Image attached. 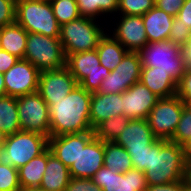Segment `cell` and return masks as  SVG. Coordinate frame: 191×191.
Segmentation results:
<instances>
[{"mask_svg":"<svg viewBox=\"0 0 191 191\" xmlns=\"http://www.w3.org/2000/svg\"><path fill=\"white\" fill-rule=\"evenodd\" d=\"M24 60L31 62L40 72L66 66L60 39L37 33H28Z\"/></svg>","mask_w":191,"mask_h":191,"instance_id":"52a82bcc","label":"cell"},{"mask_svg":"<svg viewBox=\"0 0 191 191\" xmlns=\"http://www.w3.org/2000/svg\"><path fill=\"white\" fill-rule=\"evenodd\" d=\"M21 131L37 132L50 137V114L38 92L17 97Z\"/></svg>","mask_w":191,"mask_h":191,"instance_id":"8fae6325","label":"cell"},{"mask_svg":"<svg viewBox=\"0 0 191 191\" xmlns=\"http://www.w3.org/2000/svg\"><path fill=\"white\" fill-rule=\"evenodd\" d=\"M6 135L0 131V148H2L5 144Z\"/></svg>","mask_w":191,"mask_h":191,"instance_id":"c3c4849f","label":"cell"},{"mask_svg":"<svg viewBox=\"0 0 191 191\" xmlns=\"http://www.w3.org/2000/svg\"><path fill=\"white\" fill-rule=\"evenodd\" d=\"M104 141L95 137L94 131L79 133V155L69 167L74 178L91 179L104 165Z\"/></svg>","mask_w":191,"mask_h":191,"instance_id":"30bf717a","label":"cell"},{"mask_svg":"<svg viewBox=\"0 0 191 191\" xmlns=\"http://www.w3.org/2000/svg\"><path fill=\"white\" fill-rule=\"evenodd\" d=\"M176 95L185 103L191 104V69L187 68L178 82Z\"/></svg>","mask_w":191,"mask_h":191,"instance_id":"74e56055","label":"cell"},{"mask_svg":"<svg viewBox=\"0 0 191 191\" xmlns=\"http://www.w3.org/2000/svg\"><path fill=\"white\" fill-rule=\"evenodd\" d=\"M158 140L146 119H130L114 142L126 150H147Z\"/></svg>","mask_w":191,"mask_h":191,"instance_id":"ac0fdd59","label":"cell"},{"mask_svg":"<svg viewBox=\"0 0 191 191\" xmlns=\"http://www.w3.org/2000/svg\"><path fill=\"white\" fill-rule=\"evenodd\" d=\"M187 160L182 145L170 140H158L148 151L144 171L147 186L186 179Z\"/></svg>","mask_w":191,"mask_h":191,"instance_id":"7a4b0ae2","label":"cell"},{"mask_svg":"<svg viewBox=\"0 0 191 191\" xmlns=\"http://www.w3.org/2000/svg\"><path fill=\"white\" fill-rule=\"evenodd\" d=\"M141 69L139 52H127L118 66L101 82L98 93H123L140 80Z\"/></svg>","mask_w":191,"mask_h":191,"instance_id":"7c38bea8","label":"cell"},{"mask_svg":"<svg viewBox=\"0 0 191 191\" xmlns=\"http://www.w3.org/2000/svg\"><path fill=\"white\" fill-rule=\"evenodd\" d=\"M70 179L69 168L47 148V164L39 188L46 191H64Z\"/></svg>","mask_w":191,"mask_h":191,"instance_id":"ffe728a7","label":"cell"},{"mask_svg":"<svg viewBox=\"0 0 191 191\" xmlns=\"http://www.w3.org/2000/svg\"><path fill=\"white\" fill-rule=\"evenodd\" d=\"M176 17L179 19V23L191 29V0H185Z\"/></svg>","mask_w":191,"mask_h":191,"instance_id":"7bdbcfd3","label":"cell"},{"mask_svg":"<svg viewBox=\"0 0 191 191\" xmlns=\"http://www.w3.org/2000/svg\"><path fill=\"white\" fill-rule=\"evenodd\" d=\"M18 60L15 55L0 49V72H7Z\"/></svg>","mask_w":191,"mask_h":191,"instance_id":"b9f144b4","label":"cell"},{"mask_svg":"<svg viewBox=\"0 0 191 191\" xmlns=\"http://www.w3.org/2000/svg\"><path fill=\"white\" fill-rule=\"evenodd\" d=\"M47 164V149L18 169L21 189L39 188Z\"/></svg>","mask_w":191,"mask_h":191,"instance_id":"d4e9b609","label":"cell"},{"mask_svg":"<svg viewBox=\"0 0 191 191\" xmlns=\"http://www.w3.org/2000/svg\"><path fill=\"white\" fill-rule=\"evenodd\" d=\"M40 73L31 62L19 59L4 73L5 95L17 98L37 92Z\"/></svg>","mask_w":191,"mask_h":191,"instance_id":"4fadbf2b","label":"cell"},{"mask_svg":"<svg viewBox=\"0 0 191 191\" xmlns=\"http://www.w3.org/2000/svg\"><path fill=\"white\" fill-rule=\"evenodd\" d=\"M139 55L142 66L155 67V70L167 72L177 84L187 70L181 47L169 39L148 43Z\"/></svg>","mask_w":191,"mask_h":191,"instance_id":"8992f818","label":"cell"},{"mask_svg":"<svg viewBox=\"0 0 191 191\" xmlns=\"http://www.w3.org/2000/svg\"><path fill=\"white\" fill-rule=\"evenodd\" d=\"M174 17L154 6L142 16L148 43L169 39Z\"/></svg>","mask_w":191,"mask_h":191,"instance_id":"44dd1931","label":"cell"},{"mask_svg":"<svg viewBox=\"0 0 191 191\" xmlns=\"http://www.w3.org/2000/svg\"><path fill=\"white\" fill-rule=\"evenodd\" d=\"M91 179L102 191H145L147 188L144 172L135 168L119 173L113 167L102 166Z\"/></svg>","mask_w":191,"mask_h":191,"instance_id":"5bb4252c","label":"cell"},{"mask_svg":"<svg viewBox=\"0 0 191 191\" xmlns=\"http://www.w3.org/2000/svg\"><path fill=\"white\" fill-rule=\"evenodd\" d=\"M66 67L77 83L90 93L98 92L101 82L111 72L100 65L96 49L70 54L66 58Z\"/></svg>","mask_w":191,"mask_h":191,"instance_id":"ba28073f","label":"cell"},{"mask_svg":"<svg viewBox=\"0 0 191 191\" xmlns=\"http://www.w3.org/2000/svg\"><path fill=\"white\" fill-rule=\"evenodd\" d=\"M0 191H21L18 169L0 163Z\"/></svg>","mask_w":191,"mask_h":191,"instance_id":"836d02e7","label":"cell"},{"mask_svg":"<svg viewBox=\"0 0 191 191\" xmlns=\"http://www.w3.org/2000/svg\"><path fill=\"white\" fill-rule=\"evenodd\" d=\"M190 37L191 29L184 24L179 23V19L175 16L169 33V40L175 45L183 47Z\"/></svg>","mask_w":191,"mask_h":191,"instance_id":"e575fe53","label":"cell"},{"mask_svg":"<svg viewBox=\"0 0 191 191\" xmlns=\"http://www.w3.org/2000/svg\"><path fill=\"white\" fill-rule=\"evenodd\" d=\"M100 65L113 71L128 52L113 36L105 35L101 38L96 48Z\"/></svg>","mask_w":191,"mask_h":191,"instance_id":"484cf974","label":"cell"},{"mask_svg":"<svg viewBox=\"0 0 191 191\" xmlns=\"http://www.w3.org/2000/svg\"><path fill=\"white\" fill-rule=\"evenodd\" d=\"M27 37L28 32L17 22L6 25L0 28V49L24 59Z\"/></svg>","mask_w":191,"mask_h":191,"instance_id":"603a6c76","label":"cell"},{"mask_svg":"<svg viewBox=\"0 0 191 191\" xmlns=\"http://www.w3.org/2000/svg\"><path fill=\"white\" fill-rule=\"evenodd\" d=\"M16 22V1L0 0V28Z\"/></svg>","mask_w":191,"mask_h":191,"instance_id":"d590c367","label":"cell"},{"mask_svg":"<svg viewBox=\"0 0 191 191\" xmlns=\"http://www.w3.org/2000/svg\"><path fill=\"white\" fill-rule=\"evenodd\" d=\"M181 52L188 69H191V37L189 38L188 42L181 47Z\"/></svg>","mask_w":191,"mask_h":191,"instance_id":"ee69618b","label":"cell"},{"mask_svg":"<svg viewBox=\"0 0 191 191\" xmlns=\"http://www.w3.org/2000/svg\"><path fill=\"white\" fill-rule=\"evenodd\" d=\"M190 136H191V104L185 103L180 117V121L170 141L182 145Z\"/></svg>","mask_w":191,"mask_h":191,"instance_id":"d6a6232c","label":"cell"},{"mask_svg":"<svg viewBox=\"0 0 191 191\" xmlns=\"http://www.w3.org/2000/svg\"><path fill=\"white\" fill-rule=\"evenodd\" d=\"M159 98L176 95L177 83L166 72L155 70V67L142 66L140 80Z\"/></svg>","mask_w":191,"mask_h":191,"instance_id":"7402d4cb","label":"cell"},{"mask_svg":"<svg viewBox=\"0 0 191 191\" xmlns=\"http://www.w3.org/2000/svg\"><path fill=\"white\" fill-rule=\"evenodd\" d=\"M103 163L106 168L113 167L119 173H126L133 169L130 154L121 145L112 142H104V160Z\"/></svg>","mask_w":191,"mask_h":191,"instance_id":"83f0119b","label":"cell"},{"mask_svg":"<svg viewBox=\"0 0 191 191\" xmlns=\"http://www.w3.org/2000/svg\"><path fill=\"white\" fill-rule=\"evenodd\" d=\"M64 191H102V188L96 185L92 179L71 177Z\"/></svg>","mask_w":191,"mask_h":191,"instance_id":"8d00e7d4","label":"cell"},{"mask_svg":"<svg viewBox=\"0 0 191 191\" xmlns=\"http://www.w3.org/2000/svg\"><path fill=\"white\" fill-rule=\"evenodd\" d=\"M0 131L6 136L21 131L16 97H0Z\"/></svg>","mask_w":191,"mask_h":191,"instance_id":"4316f807","label":"cell"},{"mask_svg":"<svg viewBox=\"0 0 191 191\" xmlns=\"http://www.w3.org/2000/svg\"><path fill=\"white\" fill-rule=\"evenodd\" d=\"M92 93L79 84L64 98L48 107L50 137L94 131L90 124Z\"/></svg>","mask_w":191,"mask_h":191,"instance_id":"6da1fadb","label":"cell"},{"mask_svg":"<svg viewBox=\"0 0 191 191\" xmlns=\"http://www.w3.org/2000/svg\"><path fill=\"white\" fill-rule=\"evenodd\" d=\"M57 20L61 26L81 17L76 0H49Z\"/></svg>","mask_w":191,"mask_h":191,"instance_id":"4dcf8cb0","label":"cell"},{"mask_svg":"<svg viewBox=\"0 0 191 191\" xmlns=\"http://www.w3.org/2000/svg\"><path fill=\"white\" fill-rule=\"evenodd\" d=\"M47 148V136L37 132L19 131L6 136L5 144L0 148V163L19 169Z\"/></svg>","mask_w":191,"mask_h":191,"instance_id":"3957f363","label":"cell"},{"mask_svg":"<svg viewBox=\"0 0 191 191\" xmlns=\"http://www.w3.org/2000/svg\"><path fill=\"white\" fill-rule=\"evenodd\" d=\"M80 17L60 26V41L65 57L70 54L90 51L97 48L101 38L105 35L96 20Z\"/></svg>","mask_w":191,"mask_h":191,"instance_id":"5b68a950","label":"cell"},{"mask_svg":"<svg viewBox=\"0 0 191 191\" xmlns=\"http://www.w3.org/2000/svg\"><path fill=\"white\" fill-rule=\"evenodd\" d=\"M185 0H155V6L167 14L175 17L183 6Z\"/></svg>","mask_w":191,"mask_h":191,"instance_id":"f35d334b","label":"cell"},{"mask_svg":"<svg viewBox=\"0 0 191 191\" xmlns=\"http://www.w3.org/2000/svg\"><path fill=\"white\" fill-rule=\"evenodd\" d=\"M186 180L191 185V158L187 160Z\"/></svg>","mask_w":191,"mask_h":191,"instance_id":"bcb514c9","label":"cell"},{"mask_svg":"<svg viewBox=\"0 0 191 191\" xmlns=\"http://www.w3.org/2000/svg\"><path fill=\"white\" fill-rule=\"evenodd\" d=\"M5 96L4 73L0 72V97Z\"/></svg>","mask_w":191,"mask_h":191,"instance_id":"7dc6e473","label":"cell"},{"mask_svg":"<svg viewBox=\"0 0 191 191\" xmlns=\"http://www.w3.org/2000/svg\"><path fill=\"white\" fill-rule=\"evenodd\" d=\"M185 102L177 95L159 98L147 117L148 125L159 140H171L180 121Z\"/></svg>","mask_w":191,"mask_h":191,"instance_id":"9c48e42d","label":"cell"},{"mask_svg":"<svg viewBox=\"0 0 191 191\" xmlns=\"http://www.w3.org/2000/svg\"><path fill=\"white\" fill-rule=\"evenodd\" d=\"M48 148L69 168L79 155V133L49 137Z\"/></svg>","mask_w":191,"mask_h":191,"instance_id":"cb8c5ba5","label":"cell"},{"mask_svg":"<svg viewBox=\"0 0 191 191\" xmlns=\"http://www.w3.org/2000/svg\"><path fill=\"white\" fill-rule=\"evenodd\" d=\"M113 31V37L128 51L140 52L147 44L142 16L121 15Z\"/></svg>","mask_w":191,"mask_h":191,"instance_id":"e0dca14e","label":"cell"},{"mask_svg":"<svg viewBox=\"0 0 191 191\" xmlns=\"http://www.w3.org/2000/svg\"><path fill=\"white\" fill-rule=\"evenodd\" d=\"M186 160L191 158V136L182 144Z\"/></svg>","mask_w":191,"mask_h":191,"instance_id":"f6af8a7d","label":"cell"},{"mask_svg":"<svg viewBox=\"0 0 191 191\" xmlns=\"http://www.w3.org/2000/svg\"><path fill=\"white\" fill-rule=\"evenodd\" d=\"M124 115L114 116L100 123L95 129V137L104 142H112L117 139L121 131H123L129 123Z\"/></svg>","mask_w":191,"mask_h":191,"instance_id":"f546056e","label":"cell"},{"mask_svg":"<svg viewBox=\"0 0 191 191\" xmlns=\"http://www.w3.org/2000/svg\"><path fill=\"white\" fill-rule=\"evenodd\" d=\"M16 22L28 33L52 38L60 37V25L49 0H22L16 2Z\"/></svg>","mask_w":191,"mask_h":191,"instance_id":"277c9868","label":"cell"},{"mask_svg":"<svg viewBox=\"0 0 191 191\" xmlns=\"http://www.w3.org/2000/svg\"><path fill=\"white\" fill-rule=\"evenodd\" d=\"M145 191H183V179L166 184L147 186Z\"/></svg>","mask_w":191,"mask_h":191,"instance_id":"60d3db41","label":"cell"},{"mask_svg":"<svg viewBox=\"0 0 191 191\" xmlns=\"http://www.w3.org/2000/svg\"><path fill=\"white\" fill-rule=\"evenodd\" d=\"M122 93H92L90 102V124L94 130L100 123L122 115Z\"/></svg>","mask_w":191,"mask_h":191,"instance_id":"d6986e66","label":"cell"},{"mask_svg":"<svg viewBox=\"0 0 191 191\" xmlns=\"http://www.w3.org/2000/svg\"><path fill=\"white\" fill-rule=\"evenodd\" d=\"M81 17L95 19L101 14L116 13L118 0H76Z\"/></svg>","mask_w":191,"mask_h":191,"instance_id":"f1b7e54d","label":"cell"},{"mask_svg":"<svg viewBox=\"0 0 191 191\" xmlns=\"http://www.w3.org/2000/svg\"><path fill=\"white\" fill-rule=\"evenodd\" d=\"M21 191H46L40 188L21 189Z\"/></svg>","mask_w":191,"mask_h":191,"instance_id":"f907efd6","label":"cell"},{"mask_svg":"<svg viewBox=\"0 0 191 191\" xmlns=\"http://www.w3.org/2000/svg\"><path fill=\"white\" fill-rule=\"evenodd\" d=\"M183 191H191V185L187 183L186 179H183Z\"/></svg>","mask_w":191,"mask_h":191,"instance_id":"681fc988","label":"cell"},{"mask_svg":"<svg viewBox=\"0 0 191 191\" xmlns=\"http://www.w3.org/2000/svg\"><path fill=\"white\" fill-rule=\"evenodd\" d=\"M154 6L155 0H118L117 11L119 15L143 16Z\"/></svg>","mask_w":191,"mask_h":191,"instance_id":"1f68e13d","label":"cell"},{"mask_svg":"<svg viewBox=\"0 0 191 191\" xmlns=\"http://www.w3.org/2000/svg\"><path fill=\"white\" fill-rule=\"evenodd\" d=\"M77 85L76 79L65 66L61 69L41 72L37 92L49 107L54 101L67 96Z\"/></svg>","mask_w":191,"mask_h":191,"instance_id":"9a60e30c","label":"cell"},{"mask_svg":"<svg viewBox=\"0 0 191 191\" xmlns=\"http://www.w3.org/2000/svg\"><path fill=\"white\" fill-rule=\"evenodd\" d=\"M147 150H127L130 154L133 167L139 171H145L147 168V158H148V151Z\"/></svg>","mask_w":191,"mask_h":191,"instance_id":"ab89813d","label":"cell"},{"mask_svg":"<svg viewBox=\"0 0 191 191\" xmlns=\"http://www.w3.org/2000/svg\"><path fill=\"white\" fill-rule=\"evenodd\" d=\"M159 97L140 81L122 93V115L128 119H147Z\"/></svg>","mask_w":191,"mask_h":191,"instance_id":"2e32d148","label":"cell"}]
</instances>
